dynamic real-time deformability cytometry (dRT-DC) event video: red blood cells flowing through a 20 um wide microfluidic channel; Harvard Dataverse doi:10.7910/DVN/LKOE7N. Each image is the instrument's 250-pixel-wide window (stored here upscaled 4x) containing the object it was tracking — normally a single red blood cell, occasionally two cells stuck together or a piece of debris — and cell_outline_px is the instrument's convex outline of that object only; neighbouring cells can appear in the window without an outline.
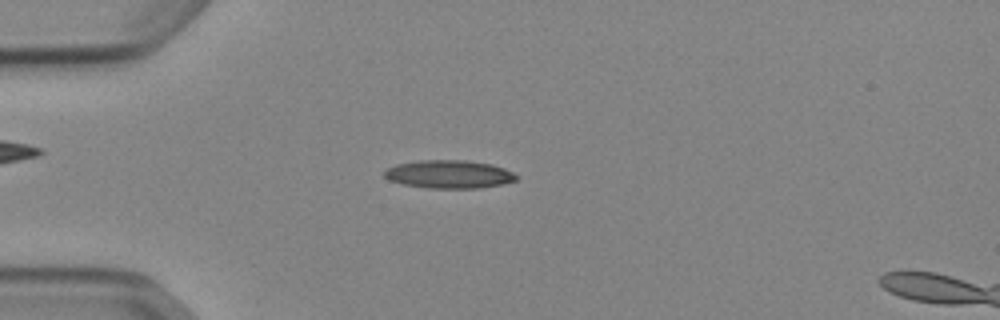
{"species": "Egyptian fruit bat (a non-hibernating species)", "species_latin": "Rousettus aegyptiacus", "temperature_condition": "cold", "stored_images_in_passage": 52, "camera_frame_rate_fps": 3000, "um_per_image_px": 0.085, "animal": {"sex": "female"}, "frame": {"image": 1, "passage_image": 14, "time_ms": 4.333, "image_size_px": [1000, 320], "cell_outline_px": [[516, 180], [500, 184], [476, 188], [428, 188], [404, 184], [388, 180], [384, 176], [384, 172], [388, 168], [396, 164], [420, 160], [468, 160], [492, 164], [504, 168], [512, 172], [516, 176]], "centroid_in_image_um": [38.14, 14.8], "position_along_channel_um": 46.9, "area_um2": 21.5}}
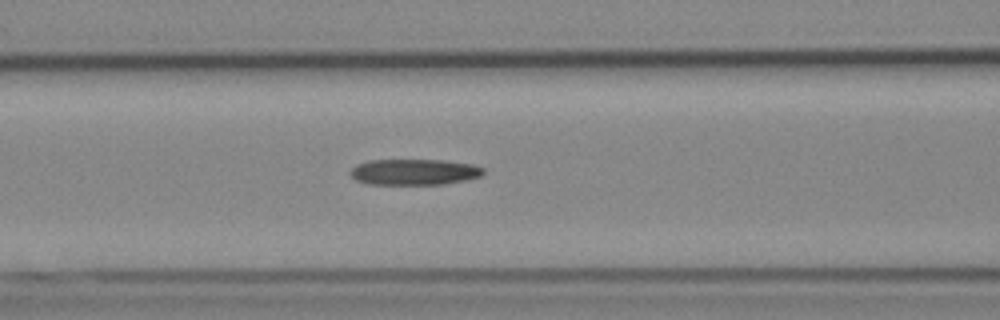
{"frame": {"image": 2, "passage_image": 22, "time_ms": 7.0, "image_size_px": [1000, 320], "cell_outline_px": [[484, 172], [480, 176], [468, 180], [444, 184], [368, 184], [356, 180], [348, 172], [356, 164], [368, 160], [444, 160], [472, 164], [484, 168]], "centroid_in_image_um": [35.2, 14.61], "position_along_channel_um": 131.4, "area_um2": 20.23}}
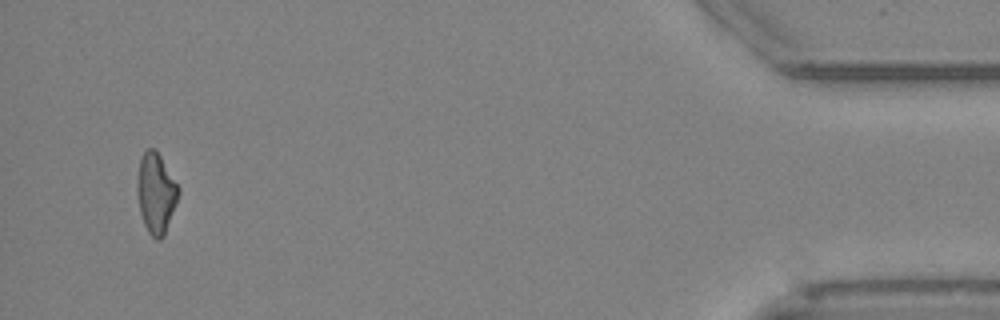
{"frame": {"image": 3, "passage_image": 50, "time_ms": 16.333, "image_size_px": [1000, 320], "cell_outline_px": [[180, 192], [176, 204], [164, 236], [160, 240], [156, 240], [148, 232], [144, 224], [140, 212], [136, 188], [136, 180], [140, 160], [144, 152], [148, 148], [156, 148], [180, 188]], "centroid_in_image_um": [13.26, 16.41], "position_along_channel_um": 421.9, "area_um2": 19.48}, "authors_computed_cell_mechanics": {"area_um2": 20.0855, "velocity_mm_per_s": 3.9018, "shape_relaxation_time_tau1_ms": null, "shape_relaxation_time_tau2_ms": 6.3995, "deformation_change_tau1": null, "deformation_change_tau2": 0.1992}}